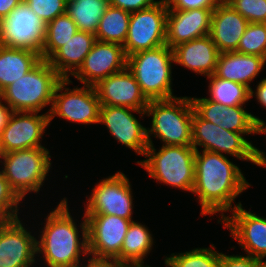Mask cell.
<instances>
[{"label": "cell", "mask_w": 266, "mask_h": 267, "mask_svg": "<svg viewBox=\"0 0 266 267\" xmlns=\"http://www.w3.org/2000/svg\"><path fill=\"white\" fill-rule=\"evenodd\" d=\"M4 150H3V147H2V143L0 141V163H3V161H1V159L3 160L4 159Z\"/></svg>", "instance_id": "f6af8a7d"}, {"label": "cell", "mask_w": 266, "mask_h": 267, "mask_svg": "<svg viewBox=\"0 0 266 267\" xmlns=\"http://www.w3.org/2000/svg\"><path fill=\"white\" fill-rule=\"evenodd\" d=\"M257 98L258 102L266 108V78H263L256 87V92L251 89L250 90V98Z\"/></svg>", "instance_id": "b9f144b4"}, {"label": "cell", "mask_w": 266, "mask_h": 267, "mask_svg": "<svg viewBox=\"0 0 266 267\" xmlns=\"http://www.w3.org/2000/svg\"><path fill=\"white\" fill-rule=\"evenodd\" d=\"M168 10L215 9L221 0H166Z\"/></svg>", "instance_id": "8d00e7d4"}, {"label": "cell", "mask_w": 266, "mask_h": 267, "mask_svg": "<svg viewBox=\"0 0 266 267\" xmlns=\"http://www.w3.org/2000/svg\"><path fill=\"white\" fill-rule=\"evenodd\" d=\"M211 247L172 253L163 259L166 267H220V253L215 250L214 244Z\"/></svg>", "instance_id": "1f68e13d"}, {"label": "cell", "mask_w": 266, "mask_h": 267, "mask_svg": "<svg viewBox=\"0 0 266 267\" xmlns=\"http://www.w3.org/2000/svg\"><path fill=\"white\" fill-rule=\"evenodd\" d=\"M119 267H150L149 265L144 266V263H132V262H120Z\"/></svg>", "instance_id": "ee69618b"}, {"label": "cell", "mask_w": 266, "mask_h": 267, "mask_svg": "<svg viewBox=\"0 0 266 267\" xmlns=\"http://www.w3.org/2000/svg\"><path fill=\"white\" fill-rule=\"evenodd\" d=\"M82 218L80 232L69 212L66 198L48 214L40 239L36 240L37 254H43L42 259L47 267H80L81 254L83 260L89 256L87 221L85 215ZM79 232L82 233V240Z\"/></svg>", "instance_id": "7a4b0ae2"}, {"label": "cell", "mask_w": 266, "mask_h": 267, "mask_svg": "<svg viewBox=\"0 0 266 267\" xmlns=\"http://www.w3.org/2000/svg\"><path fill=\"white\" fill-rule=\"evenodd\" d=\"M76 23L64 13L45 25V38L41 58L48 60L60 47L78 32Z\"/></svg>", "instance_id": "f546056e"}, {"label": "cell", "mask_w": 266, "mask_h": 267, "mask_svg": "<svg viewBox=\"0 0 266 267\" xmlns=\"http://www.w3.org/2000/svg\"><path fill=\"white\" fill-rule=\"evenodd\" d=\"M50 151L45 147L12 151L4 154L0 170L10 188L22 201L29 192L38 193L51 168Z\"/></svg>", "instance_id": "ba28073f"}, {"label": "cell", "mask_w": 266, "mask_h": 267, "mask_svg": "<svg viewBox=\"0 0 266 267\" xmlns=\"http://www.w3.org/2000/svg\"><path fill=\"white\" fill-rule=\"evenodd\" d=\"M243 175L241 169L224 154L198 149L195 152V183L192 193L198 196L201 215L220 212L219 223L226 216L224 212H231L241 205V202L235 206L232 203L251 186Z\"/></svg>", "instance_id": "6da1fadb"}, {"label": "cell", "mask_w": 266, "mask_h": 267, "mask_svg": "<svg viewBox=\"0 0 266 267\" xmlns=\"http://www.w3.org/2000/svg\"><path fill=\"white\" fill-rule=\"evenodd\" d=\"M219 53L210 35L173 48L175 63L207 77L215 73Z\"/></svg>", "instance_id": "603a6c76"}, {"label": "cell", "mask_w": 266, "mask_h": 267, "mask_svg": "<svg viewBox=\"0 0 266 267\" xmlns=\"http://www.w3.org/2000/svg\"><path fill=\"white\" fill-rule=\"evenodd\" d=\"M236 52L260 56L266 60V23H249Z\"/></svg>", "instance_id": "d6a6232c"}, {"label": "cell", "mask_w": 266, "mask_h": 267, "mask_svg": "<svg viewBox=\"0 0 266 267\" xmlns=\"http://www.w3.org/2000/svg\"><path fill=\"white\" fill-rule=\"evenodd\" d=\"M132 112L138 113L141 118L146 111H140L128 107H117L104 105L100 108L99 124H104L109 130L111 136L134 150L139 155H145L149 146L147 142V129L143 127ZM142 114V115H141Z\"/></svg>", "instance_id": "5bb4252c"}, {"label": "cell", "mask_w": 266, "mask_h": 267, "mask_svg": "<svg viewBox=\"0 0 266 267\" xmlns=\"http://www.w3.org/2000/svg\"><path fill=\"white\" fill-rule=\"evenodd\" d=\"M23 0H0V21L5 19Z\"/></svg>", "instance_id": "60d3db41"}, {"label": "cell", "mask_w": 266, "mask_h": 267, "mask_svg": "<svg viewBox=\"0 0 266 267\" xmlns=\"http://www.w3.org/2000/svg\"><path fill=\"white\" fill-rule=\"evenodd\" d=\"M220 267H260V261L250 256L220 253Z\"/></svg>", "instance_id": "74e56055"}, {"label": "cell", "mask_w": 266, "mask_h": 267, "mask_svg": "<svg viewBox=\"0 0 266 267\" xmlns=\"http://www.w3.org/2000/svg\"><path fill=\"white\" fill-rule=\"evenodd\" d=\"M126 67L127 56L122 45L96 40L83 64L72 76L83 85L95 86L101 79Z\"/></svg>", "instance_id": "2e32d148"}, {"label": "cell", "mask_w": 266, "mask_h": 267, "mask_svg": "<svg viewBox=\"0 0 266 267\" xmlns=\"http://www.w3.org/2000/svg\"><path fill=\"white\" fill-rule=\"evenodd\" d=\"M23 226L19 218L0 221V267H31L36 263L37 239Z\"/></svg>", "instance_id": "9a60e30c"}, {"label": "cell", "mask_w": 266, "mask_h": 267, "mask_svg": "<svg viewBox=\"0 0 266 267\" xmlns=\"http://www.w3.org/2000/svg\"><path fill=\"white\" fill-rule=\"evenodd\" d=\"M153 240L151 232L145 225L132 221L125 235L120 257L117 260L144 263L145 257L152 250Z\"/></svg>", "instance_id": "83f0119b"}, {"label": "cell", "mask_w": 266, "mask_h": 267, "mask_svg": "<svg viewBox=\"0 0 266 267\" xmlns=\"http://www.w3.org/2000/svg\"><path fill=\"white\" fill-rule=\"evenodd\" d=\"M42 60L32 50L0 45V93L32 70Z\"/></svg>", "instance_id": "484cf974"}, {"label": "cell", "mask_w": 266, "mask_h": 267, "mask_svg": "<svg viewBox=\"0 0 266 267\" xmlns=\"http://www.w3.org/2000/svg\"><path fill=\"white\" fill-rule=\"evenodd\" d=\"M95 41L94 34L78 31L47 62L63 79H69L83 64Z\"/></svg>", "instance_id": "d4e9b609"}, {"label": "cell", "mask_w": 266, "mask_h": 267, "mask_svg": "<svg viewBox=\"0 0 266 267\" xmlns=\"http://www.w3.org/2000/svg\"><path fill=\"white\" fill-rule=\"evenodd\" d=\"M173 49L167 45L127 56V68L132 72L148 101L175 98L172 89Z\"/></svg>", "instance_id": "5b68a950"}, {"label": "cell", "mask_w": 266, "mask_h": 267, "mask_svg": "<svg viewBox=\"0 0 266 267\" xmlns=\"http://www.w3.org/2000/svg\"><path fill=\"white\" fill-rule=\"evenodd\" d=\"M94 87L101 106L128 107L146 111L149 101L141 92L137 80L127 67L101 79Z\"/></svg>", "instance_id": "ffe728a7"}, {"label": "cell", "mask_w": 266, "mask_h": 267, "mask_svg": "<svg viewBox=\"0 0 266 267\" xmlns=\"http://www.w3.org/2000/svg\"><path fill=\"white\" fill-rule=\"evenodd\" d=\"M72 81L62 79L56 86L51 108L47 111L49 121L55 116L80 124L99 123L101 104L94 86L66 88ZM65 90V91H64ZM64 91V92H63Z\"/></svg>", "instance_id": "9c48e42d"}, {"label": "cell", "mask_w": 266, "mask_h": 267, "mask_svg": "<svg viewBox=\"0 0 266 267\" xmlns=\"http://www.w3.org/2000/svg\"><path fill=\"white\" fill-rule=\"evenodd\" d=\"M195 152L192 146L162 145L156 152L149 144L145 160L137 161L157 183L192 192L195 183Z\"/></svg>", "instance_id": "8992f818"}, {"label": "cell", "mask_w": 266, "mask_h": 267, "mask_svg": "<svg viewBox=\"0 0 266 267\" xmlns=\"http://www.w3.org/2000/svg\"><path fill=\"white\" fill-rule=\"evenodd\" d=\"M23 2L45 25L57 16L66 13L67 0H23Z\"/></svg>", "instance_id": "836d02e7"}, {"label": "cell", "mask_w": 266, "mask_h": 267, "mask_svg": "<svg viewBox=\"0 0 266 267\" xmlns=\"http://www.w3.org/2000/svg\"><path fill=\"white\" fill-rule=\"evenodd\" d=\"M259 261H260V267H266V261H263V259Z\"/></svg>", "instance_id": "bcb514c9"}, {"label": "cell", "mask_w": 266, "mask_h": 267, "mask_svg": "<svg viewBox=\"0 0 266 267\" xmlns=\"http://www.w3.org/2000/svg\"><path fill=\"white\" fill-rule=\"evenodd\" d=\"M232 0H221V2L225 3V4H229Z\"/></svg>", "instance_id": "7dc6e473"}, {"label": "cell", "mask_w": 266, "mask_h": 267, "mask_svg": "<svg viewBox=\"0 0 266 267\" xmlns=\"http://www.w3.org/2000/svg\"><path fill=\"white\" fill-rule=\"evenodd\" d=\"M63 78L47 60H41L32 70L6 87L0 97L13 112H40L52 105L57 84Z\"/></svg>", "instance_id": "277c9868"}, {"label": "cell", "mask_w": 266, "mask_h": 267, "mask_svg": "<svg viewBox=\"0 0 266 267\" xmlns=\"http://www.w3.org/2000/svg\"><path fill=\"white\" fill-rule=\"evenodd\" d=\"M131 189L129 179L120 171L102 179L93 188L84 214H107L132 219L134 199Z\"/></svg>", "instance_id": "4fadbf2b"}, {"label": "cell", "mask_w": 266, "mask_h": 267, "mask_svg": "<svg viewBox=\"0 0 266 267\" xmlns=\"http://www.w3.org/2000/svg\"><path fill=\"white\" fill-rule=\"evenodd\" d=\"M109 6V0H67L66 13L76 23L79 31L95 35L100 19Z\"/></svg>", "instance_id": "4316f807"}, {"label": "cell", "mask_w": 266, "mask_h": 267, "mask_svg": "<svg viewBox=\"0 0 266 267\" xmlns=\"http://www.w3.org/2000/svg\"><path fill=\"white\" fill-rule=\"evenodd\" d=\"M207 78L210 80L208 100L233 107L244 106L251 99L250 89L243 84L216 77L214 74Z\"/></svg>", "instance_id": "4dcf8cb0"}, {"label": "cell", "mask_w": 266, "mask_h": 267, "mask_svg": "<svg viewBox=\"0 0 266 267\" xmlns=\"http://www.w3.org/2000/svg\"><path fill=\"white\" fill-rule=\"evenodd\" d=\"M87 256V264H82L80 267H119V261L117 259H100Z\"/></svg>", "instance_id": "ab89813d"}, {"label": "cell", "mask_w": 266, "mask_h": 267, "mask_svg": "<svg viewBox=\"0 0 266 267\" xmlns=\"http://www.w3.org/2000/svg\"><path fill=\"white\" fill-rule=\"evenodd\" d=\"M3 99L0 97V134L8 124L9 118L13 113V110L6 104H3Z\"/></svg>", "instance_id": "7bdbcfd3"}, {"label": "cell", "mask_w": 266, "mask_h": 267, "mask_svg": "<svg viewBox=\"0 0 266 267\" xmlns=\"http://www.w3.org/2000/svg\"><path fill=\"white\" fill-rule=\"evenodd\" d=\"M130 12L109 6L100 19L95 38L101 42L124 45L128 35Z\"/></svg>", "instance_id": "f1b7e54d"}, {"label": "cell", "mask_w": 266, "mask_h": 267, "mask_svg": "<svg viewBox=\"0 0 266 267\" xmlns=\"http://www.w3.org/2000/svg\"><path fill=\"white\" fill-rule=\"evenodd\" d=\"M262 134H266V126L262 129Z\"/></svg>", "instance_id": "c3c4849f"}, {"label": "cell", "mask_w": 266, "mask_h": 267, "mask_svg": "<svg viewBox=\"0 0 266 267\" xmlns=\"http://www.w3.org/2000/svg\"><path fill=\"white\" fill-rule=\"evenodd\" d=\"M110 6L123 9L127 12H137L142 9H146L148 7H151L155 3L158 2V0H109Z\"/></svg>", "instance_id": "f35d334b"}, {"label": "cell", "mask_w": 266, "mask_h": 267, "mask_svg": "<svg viewBox=\"0 0 266 267\" xmlns=\"http://www.w3.org/2000/svg\"><path fill=\"white\" fill-rule=\"evenodd\" d=\"M49 123L47 112L41 115L38 112H13L0 134L4 152L44 147L40 139Z\"/></svg>", "instance_id": "d6986e66"}, {"label": "cell", "mask_w": 266, "mask_h": 267, "mask_svg": "<svg viewBox=\"0 0 266 267\" xmlns=\"http://www.w3.org/2000/svg\"><path fill=\"white\" fill-rule=\"evenodd\" d=\"M84 215L87 221L89 255L100 259H118L133 220L107 214Z\"/></svg>", "instance_id": "7c38bea8"}, {"label": "cell", "mask_w": 266, "mask_h": 267, "mask_svg": "<svg viewBox=\"0 0 266 267\" xmlns=\"http://www.w3.org/2000/svg\"><path fill=\"white\" fill-rule=\"evenodd\" d=\"M166 0L130 14L128 35L124 42L126 56L166 45Z\"/></svg>", "instance_id": "30bf717a"}, {"label": "cell", "mask_w": 266, "mask_h": 267, "mask_svg": "<svg viewBox=\"0 0 266 267\" xmlns=\"http://www.w3.org/2000/svg\"><path fill=\"white\" fill-rule=\"evenodd\" d=\"M262 133H236L227 131L209 121L202 119L195 111L192 118V147L197 151V146L205 151L219 154L226 153L241 159L250 161L257 166L266 168V155L255 147L243 135Z\"/></svg>", "instance_id": "52a82bcc"}, {"label": "cell", "mask_w": 266, "mask_h": 267, "mask_svg": "<svg viewBox=\"0 0 266 267\" xmlns=\"http://www.w3.org/2000/svg\"><path fill=\"white\" fill-rule=\"evenodd\" d=\"M214 9L168 10L166 16V45H177L210 34Z\"/></svg>", "instance_id": "44dd1931"}, {"label": "cell", "mask_w": 266, "mask_h": 267, "mask_svg": "<svg viewBox=\"0 0 266 267\" xmlns=\"http://www.w3.org/2000/svg\"><path fill=\"white\" fill-rule=\"evenodd\" d=\"M21 200L12 191L7 179L0 171V221L18 218Z\"/></svg>", "instance_id": "e575fe53"}, {"label": "cell", "mask_w": 266, "mask_h": 267, "mask_svg": "<svg viewBox=\"0 0 266 267\" xmlns=\"http://www.w3.org/2000/svg\"><path fill=\"white\" fill-rule=\"evenodd\" d=\"M229 5L249 23H266V0H232Z\"/></svg>", "instance_id": "d590c367"}, {"label": "cell", "mask_w": 266, "mask_h": 267, "mask_svg": "<svg viewBox=\"0 0 266 267\" xmlns=\"http://www.w3.org/2000/svg\"><path fill=\"white\" fill-rule=\"evenodd\" d=\"M45 24L25 2L19 4L0 21V45L32 50L41 55Z\"/></svg>", "instance_id": "8fae6325"}, {"label": "cell", "mask_w": 266, "mask_h": 267, "mask_svg": "<svg viewBox=\"0 0 266 267\" xmlns=\"http://www.w3.org/2000/svg\"><path fill=\"white\" fill-rule=\"evenodd\" d=\"M193 111L191 97L149 101L146 115H152V124L146 128L147 142L153 144V134L163 145L192 146Z\"/></svg>", "instance_id": "3957f363"}, {"label": "cell", "mask_w": 266, "mask_h": 267, "mask_svg": "<svg viewBox=\"0 0 266 267\" xmlns=\"http://www.w3.org/2000/svg\"><path fill=\"white\" fill-rule=\"evenodd\" d=\"M248 24L229 4L220 2L213 10L209 35L220 53L234 52Z\"/></svg>", "instance_id": "7402d4cb"}, {"label": "cell", "mask_w": 266, "mask_h": 267, "mask_svg": "<svg viewBox=\"0 0 266 267\" xmlns=\"http://www.w3.org/2000/svg\"><path fill=\"white\" fill-rule=\"evenodd\" d=\"M265 63L263 57L256 55L236 51L219 53L214 75L243 84L251 90L250 82L259 75Z\"/></svg>", "instance_id": "cb8c5ba5"}, {"label": "cell", "mask_w": 266, "mask_h": 267, "mask_svg": "<svg viewBox=\"0 0 266 267\" xmlns=\"http://www.w3.org/2000/svg\"><path fill=\"white\" fill-rule=\"evenodd\" d=\"M232 215L222 221L230 230L232 238L244 249L248 256L261 260L266 257V218L247 211L242 204L237 206Z\"/></svg>", "instance_id": "e0dca14e"}, {"label": "cell", "mask_w": 266, "mask_h": 267, "mask_svg": "<svg viewBox=\"0 0 266 267\" xmlns=\"http://www.w3.org/2000/svg\"><path fill=\"white\" fill-rule=\"evenodd\" d=\"M194 111L204 120L227 131L236 133H262L264 120L248 113L243 106L226 107L203 98H191Z\"/></svg>", "instance_id": "ac0fdd59"}]
</instances>
